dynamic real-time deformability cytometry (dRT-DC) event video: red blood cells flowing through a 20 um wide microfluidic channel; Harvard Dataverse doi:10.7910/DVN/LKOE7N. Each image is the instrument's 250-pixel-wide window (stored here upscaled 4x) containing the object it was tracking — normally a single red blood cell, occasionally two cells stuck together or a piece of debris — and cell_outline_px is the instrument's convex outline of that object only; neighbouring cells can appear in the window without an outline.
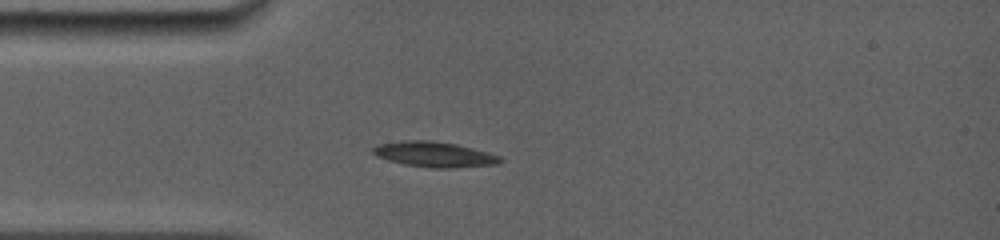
{"species": "common noctule bat (a hibernating species)", "species_latin": "Nyctalus noctula", "temperature_condition": "room temperature", "stored_images_in_passage": 22, "camera_frame_rate_fps": 5000, "um_per_image_px": 0.085, "animal": {"sex": "female", "body_mass_g": 19.0, "forearm_length_mm": 56.7}, "frame": {"image": 1, "passage_image": 1, "time_ms": 0.0, "image_size_px": [1000, 240], "cell_outline_px": [[504, 160], [500, 164], [452, 168], [432, 168], [404, 164], [388, 160], [376, 156], [372, 152], [372, 148], [376, 144], [404, 140], [432, 140], [456, 144], [488, 152], [500, 156]], "centroid_in_image_um": [36.92, 13.12], "position_along_channel_um": 48.1, "area_um2": 18.96}}
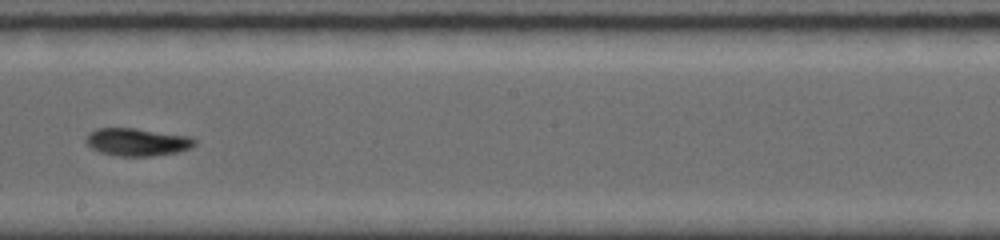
{"frame": {"image": 2, "passage_image": 10, "time_ms": 5.0, "image_size_px": [1000, 240], "cell_outline_px": [[196, 144], [188, 148], [176, 152], [152, 156], [116, 156], [100, 152], [92, 148], [84, 140], [84, 136], [88, 132], [96, 128], [136, 128], [192, 136], [196, 140]], "centroid_in_image_um": [11.63, 12.06], "position_along_channel_um": 236.6, "area_um2": 17.74}}
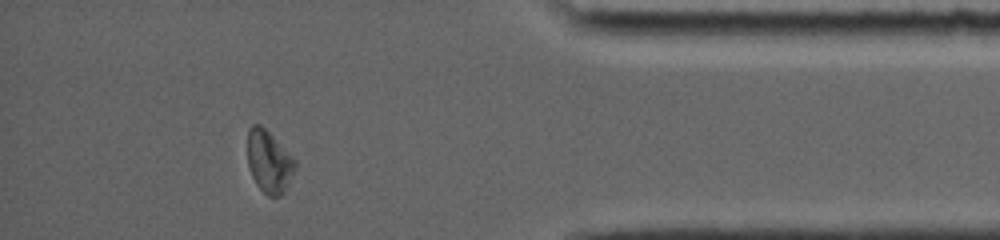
{"frame": {"image": 3, "passage_image": 19, "time_ms": 10.0, "image_size_px": [1000, 240], "cell_outline_px": [[296, 168], [284, 192], [280, 196], [268, 196], [256, 184], [252, 176], [248, 164], [248, 128], [252, 124], [260, 124], [296, 160]], "centroid_in_image_um": [22.86, 13.74], "position_along_channel_um": 412.3, "area_um2": 17.05}, "authors_computed_cell_mechanics": {"area_um2": 17.6868, "velocity_mm_per_s": 3.9317, "shape_relaxation_time_tau1_ms": 2.1724, "shape_relaxation_time_tau2_ms": null, "deformation_change_tau1": 0.1119, "deformation_change_tau2": null}}